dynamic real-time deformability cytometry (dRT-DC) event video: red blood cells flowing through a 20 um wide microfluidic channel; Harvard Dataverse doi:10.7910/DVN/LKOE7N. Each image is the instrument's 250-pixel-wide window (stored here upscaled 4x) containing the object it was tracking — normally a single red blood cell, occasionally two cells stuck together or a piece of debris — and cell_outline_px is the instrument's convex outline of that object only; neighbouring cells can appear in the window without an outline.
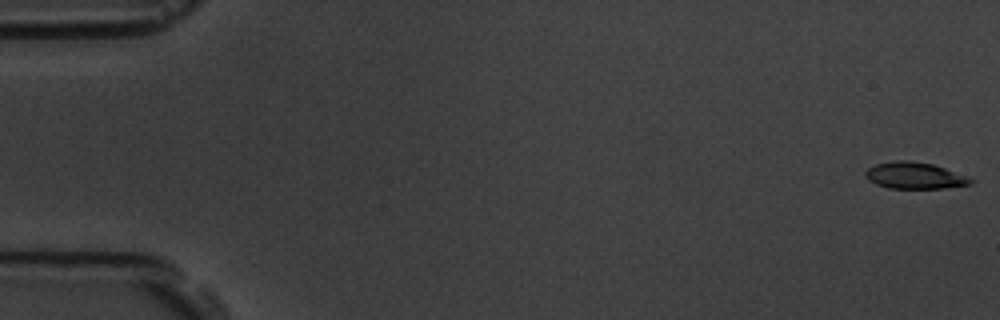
{"species": "common noctule bat (a hibernating species)", "species_latin": "Nyctalus noctula", "temperature_condition": "room temperature", "stored_images_in_passage": 5, "camera_frame_rate_fps": 3000, "um_per_image_px": 0.085, "animal": {"sex": "male", "body_mass_g": 19.5, "forearm_length_mm": 54.6}, "frame": {"image": 1, "passage_image": 1, "time_ms": 0.0, "image_size_px": [1000, 320], "cell_outline_px": [[976, 180], [972, 184], [944, 188], [888, 188], [876, 184], [868, 180], [864, 176], [864, 172], [868, 168], [876, 164], [896, 160], [908, 160], [932, 164], [944, 168]], "centroid_in_image_um": [77.72, 14.92], "position_along_channel_um": 7.3, "area_um2": 16.24}}
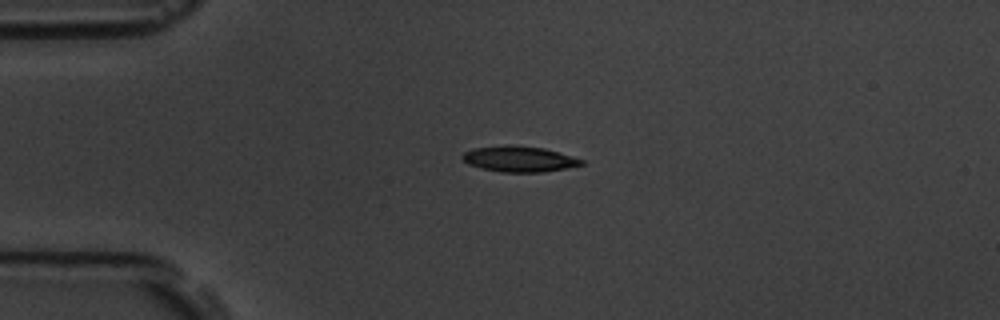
{"frame": {"image": 2, "passage_image": 4, "time_ms": 4.333, "image_size_px": [1000, 320], "cell_outline_px": [[584, 164], [544, 172], [500, 172], [480, 168], [468, 164], [460, 156], [464, 152], [472, 148], [504, 144], [544, 148], [572, 156], [584, 160]], "centroid_in_image_um": [44.08, 13.5], "position_along_channel_um": 40.9, "area_um2": 17.92}}